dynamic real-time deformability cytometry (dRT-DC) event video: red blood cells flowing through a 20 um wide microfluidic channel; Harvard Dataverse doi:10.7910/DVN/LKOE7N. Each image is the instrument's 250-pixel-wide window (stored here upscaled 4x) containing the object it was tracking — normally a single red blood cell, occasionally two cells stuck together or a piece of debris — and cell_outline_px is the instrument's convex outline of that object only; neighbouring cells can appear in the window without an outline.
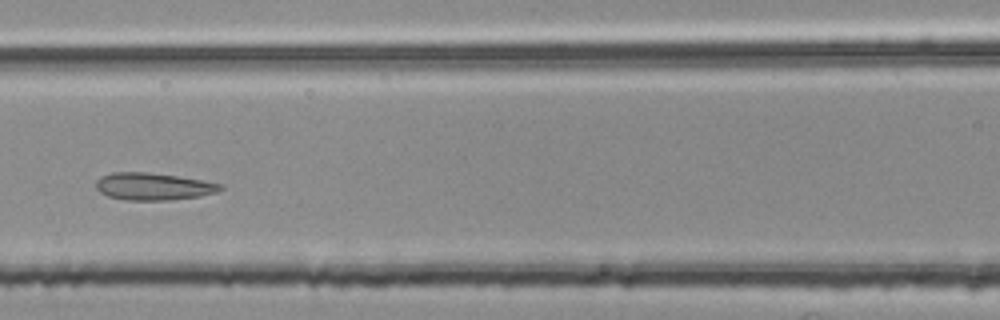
{"species": "common noctule bat (a hibernating species)", "species_latin": "Nyctalus noctula", "temperature_condition": "room temperature", "stored_images_in_passage": 48, "segment_of_instrument_passage": [2, 2], "camera_frame_rate_fps": 3000, "um_per_image_px": 0.085, "animal": {"sex": "female", "body_mass_g": 25.1}, "frame": {"image": 1, "passage_image": 21, "time_ms": 6.667, "image_size_px": [1000, 320], "cell_outline_px": [[224, 188], [216, 192], [200, 196], [168, 200], [124, 200], [108, 196], [100, 192], [96, 188], [96, 180], [100, 176], [112, 172], [148, 172], [204, 180], [224, 184]], "centroid_in_image_um": [13.03, 15.84], "position_along_channel_um": 153.6, "area_um2": 19.88}}
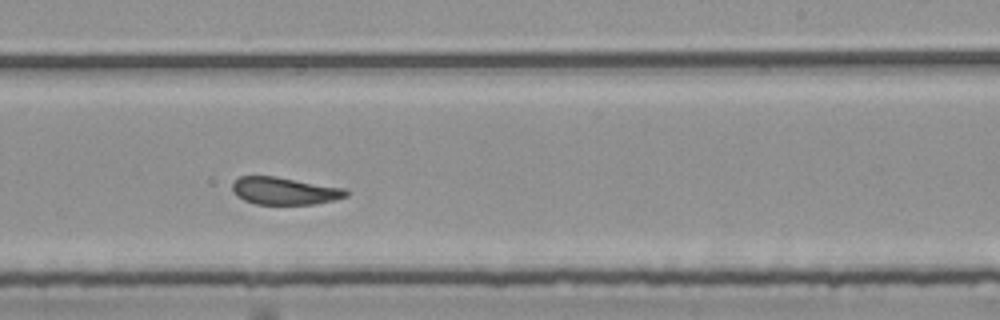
{"frame": {"image": 2, "passage_image": 30, "time_ms": 9.667, "image_size_px": [1000, 320], "cell_outline_px": [[348, 196], [336, 200], [312, 204], [256, 204], [244, 200], [236, 196], [232, 192], [232, 184], [240, 176], [276, 176], [348, 188]], "centroid_in_image_um": [24.22, 16.22], "position_along_channel_um": 264.8, "area_um2": 18.44}}
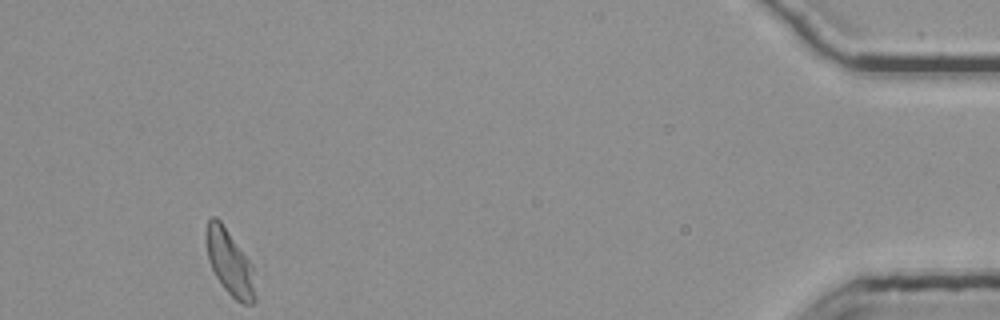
{"frame": {"image": 3, "passage_image": 48, "time_ms": 15.667, "image_size_px": [1000, 320], "cell_outline_px": [[256, 300], [252, 304], [244, 304], [236, 300], [224, 288], [216, 276], [208, 260], [208, 220], [212, 216], [216, 216], [220, 220], [252, 264], [256, 296]], "centroid_in_image_um": [19.57, 22.37], "position_along_channel_um": 415.6, "area_um2": 18.15}}